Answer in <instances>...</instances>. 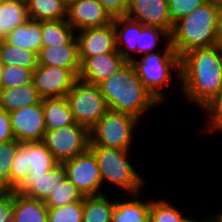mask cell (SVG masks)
<instances>
[{
	"label": "cell",
	"mask_w": 222,
	"mask_h": 222,
	"mask_svg": "<svg viewBox=\"0 0 222 222\" xmlns=\"http://www.w3.org/2000/svg\"><path fill=\"white\" fill-rule=\"evenodd\" d=\"M79 32V33H78ZM79 59L82 64L87 58L110 52H118L116 49V31L114 22L95 28H87L77 31Z\"/></svg>",
	"instance_id": "7c38bea8"
},
{
	"label": "cell",
	"mask_w": 222,
	"mask_h": 222,
	"mask_svg": "<svg viewBox=\"0 0 222 222\" xmlns=\"http://www.w3.org/2000/svg\"><path fill=\"white\" fill-rule=\"evenodd\" d=\"M34 70L17 65H4L0 88H17L31 83Z\"/></svg>",
	"instance_id": "1f68e13d"
},
{
	"label": "cell",
	"mask_w": 222,
	"mask_h": 222,
	"mask_svg": "<svg viewBox=\"0 0 222 222\" xmlns=\"http://www.w3.org/2000/svg\"><path fill=\"white\" fill-rule=\"evenodd\" d=\"M14 191L0 194V222H12Z\"/></svg>",
	"instance_id": "ab89813d"
},
{
	"label": "cell",
	"mask_w": 222,
	"mask_h": 222,
	"mask_svg": "<svg viewBox=\"0 0 222 222\" xmlns=\"http://www.w3.org/2000/svg\"><path fill=\"white\" fill-rule=\"evenodd\" d=\"M221 7L207 1L174 23L170 43L180 57L195 48L219 45L217 27Z\"/></svg>",
	"instance_id": "3957f363"
},
{
	"label": "cell",
	"mask_w": 222,
	"mask_h": 222,
	"mask_svg": "<svg viewBox=\"0 0 222 222\" xmlns=\"http://www.w3.org/2000/svg\"><path fill=\"white\" fill-rule=\"evenodd\" d=\"M41 102L42 97L39 95L33 81L17 88H0V109L8 113Z\"/></svg>",
	"instance_id": "d6986e66"
},
{
	"label": "cell",
	"mask_w": 222,
	"mask_h": 222,
	"mask_svg": "<svg viewBox=\"0 0 222 222\" xmlns=\"http://www.w3.org/2000/svg\"><path fill=\"white\" fill-rule=\"evenodd\" d=\"M126 63L127 61L119 52L96 55L87 58L80 65L78 78L85 82L98 85L104 79L116 73Z\"/></svg>",
	"instance_id": "2e32d148"
},
{
	"label": "cell",
	"mask_w": 222,
	"mask_h": 222,
	"mask_svg": "<svg viewBox=\"0 0 222 222\" xmlns=\"http://www.w3.org/2000/svg\"><path fill=\"white\" fill-rule=\"evenodd\" d=\"M217 36H218V43L220 46H222V7L219 13Z\"/></svg>",
	"instance_id": "7bdbcfd3"
},
{
	"label": "cell",
	"mask_w": 222,
	"mask_h": 222,
	"mask_svg": "<svg viewBox=\"0 0 222 222\" xmlns=\"http://www.w3.org/2000/svg\"><path fill=\"white\" fill-rule=\"evenodd\" d=\"M13 140H15V137L11 128L10 114L0 109V143Z\"/></svg>",
	"instance_id": "60d3db41"
},
{
	"label": "cell",
	"mask_w": 222,
	"mask_h": 222,
	"mask_svg": "<svg viewBox=\"0 0 222 222\" xmlns=\"http://www.w3.org/2000/svg\"><path fill=\"white\" fill-rule=\"evenodd\" d=\"M84 197L68 205L48 208L47 222H82Z\"/></svg>",
	"instance_id": "836d02e7"
},
{
	"label": "cell",
	"mask_w": 222,
	"mask_h": 222,
	"mask_svg": "<svg viewBox=\"0 0 222 222\" xmlns=\"http://www.w3.org/2000/svg\"><path fill=\"white\" fill-rule=\"evenodd\" d=\"M180 89L204 108L222 91V46L195 48L180 57Z\"/></svg>",
	"instance_id": "6da1fadb"
},
{
	"label": "cell",
	"mask_w": 222,
	"mask_h": 222,
	"mask_svg": "<svg viewBox=\"0 0 222 222\" xmlns=\"http://www.w3.org/2000/svg\"><path fill=\"white\" fill-rule=\"evenodd\" d=\"M165 41V43H170V34L158 27H150L145 26L140 33L139 39L137 41V53L138 54H148L153 52L156 44L161 40Z\"/></svg>",
	"instance_id": "d6a6232c"
},
{
	"label": "cell",
	"mask_w": 222,
	"mask_h": 222,
	"mask_svg": "<svg viewBox=\"0 0 222 222\" xmlns=\"http://www.w3.org/2000/svg\"><path fill=\"white\" fill-rule=\"evenodd\" d=\"M42 142L59 163L73 159L89 149V130L76 122L55 130H47Z\"/></svg>",
	"instance_id": "ba28073f"
},
{
	"label": "cell",
	"mask_w": 222,
	"mask_h": 222,
	"mask_svg": "<svg viewBox=\"0 0 222 222\" xmlns=\"http://www.w3.org/2000/svg\"><path fill=\"white\" fill-rule=\"evenodd\" d=\"M67 22L75 31L103 27L113 22L99 0H76L67 7Z\"/></svg>",
	"instance_id": "5bb4252c"
},
{
	"label": "cell",
	"mask_w": 222,
	"mask_h": 222,
	"mask_svg": "<svg viewBox=\"0 0 222 222\" xmlns=\"http://www.w3.org/2000/svg\"><path fill=\"white\" fill-rule=\"evenodd\" d=\"M193 222H199L197 220L194 219ZM200 222H222V219L220 218V216L218 214L214 215V216H209V218H205L204 221H200Z\"/></svg>",
	"instance_id": "ee69618b"
},
{
	"label": "cell",
	"mask_w": 222,
	"mask_h": 222,
	"mask_svg": "<svg viewBox=\"0 0 222 222\" xmlns=\"http://www.w3.org/2000/svg\"><path fill=\"white\" fill-rule=\"evenodd\" d=\"M66 177L83 196L103 194L102 180L95 155L88 149L62 163Z\"/></svg>",
	"instance_id": "9c48e42d"
},
{
	"label": "cell",
	"mask_w": 222,
	"mask_h": 222,
	"mask_svg": "<svg viewBox=\"0 0 222 222\" xmlns=\"http://www.w3.org/2000/svg\"><path fill=\"white\" fill-rule=\"evenodd\" d=\"M38 65L80 69L78 41L76 36L62 46H42L37 54Z\"/></svg>",
	"instance_id": "e0dca14e"
},
{
	"label": "cell",
	"mask_w": 222,
	"mask_h": 222,
	"mask_svg": "<svg viewBox=\"0 0 222 222\" xmlns=\"http://www.w3.org/2000/svg\"><path fill=\"white\" fill-rule=\"evenodd\" d=\"M103 193L84 196L82 222H111L115 201Z\"/></svg>",
	"instance_id": "83f0119b"
},
{
	"label": "cell",
	"mask_w": 222,
	"mask_h": 222,
	"mask_svg": "<svg viewBox=\"0 0 222 222\" xmlns=\"http://www.w3.org/2000/svg\"><path fill=\"white\" fill-rule=\"evenodd\" d=\"M83 197L75 185L66 177L64 181L58 184L53 192L50 193L44 203L48 208H56L80 201Z\"/></svg>",
	"instance_id": "f546056e"
},
{
	"label": "cell",
	"mask_w": 222,
	"mask_h": 222,
	"mask_svg": "<svg viewBox=\"0 0 222 222\" xmlns=\"http://www.w3.org/2000/svg\"><path fill=\"white\" fill-rule=\"evenodd\" d=\"M42 108L47 130L75 123L66 97L42 99Z\"/></svg>",
	"instance_id": "cb8c5ba5"
},
{
	"label": "cell",
	"mask_w": 222,
	"mask_h": 222,
	"mask_svg": "<svg viewBox=\"0 0 222 222\" xmlns=\"http://www.w3.org/2000/svg\"><path fill=\"white\" fill-rule=\"evenodd\" d=\"M126 16L144 26L161 28L169 34L174 26L168 0H130Z\"/></svg>",
	"instance_id": "4fadbf2b"
},
{
	"label": "cell",
	"mask_w": 222,
	"mask_h": 222,
	"mask_svg": "<svg viewBox=\"0 0 222 222\" xmlns=\"http://www.w3.org/2000/svg\"><path fill=\"white\" fill-rule=\"evenodd\" d=\"M66 99L75 122L88 130L109 110L99 85L79 78L67 93Z\"/></svg>",
	"instance_id": "52a82bcc"
},
{
	"label": "cell",
	"mask_w": 222,
	"mask_h": 222,
	"mask_svg": "<svg viewBox=\"0 0 222 222\" xmlns=\"http://www.w3.org/2000/svg\"><path fill=\"white\" fill-rule=\"evenodd\" d=\"M29 19L34 21L66 20L67 4L63 0H26Z\"/></svg>",
	"instance_id": "484cf974"
},
{
	"label": "cell",
	"mask_w": 222,
	"mask_h": 222,
	"mask_svg": "<svg viewBox=\"0 0 222 222\" xmlns=\"http://www.w3.org/2000/svg\"><path fill=\"white\" fill-rule=\"evenodd\" d=\"M138 193L131 195L132 200L115 201L111 222H150L151 201L141 202Z\"/></svg>",
	"instance_id": "d4e9b609"
},
{
	"label": "cell",
	"mask_w": 222,
	"mask_h": 222,
	"mask_svg": "<svg viewBox=\"0 0 222 222\" xmlns=\"http://www.w3.org/2000/svg\"><path fill=\"white\" fill-rule=\"evenodd\" d=\"M207 1L208 0H168L169 14L173 24Z\"/></svg>",
	"instance_id": "d590c367"
},
{
	"label": "cell",
	"mask_w": 222,
	"mask_h": 222,
	"mask_svg": "<svg viewBox=\"0 0 222 222\" xmlns=\"http://www.w3.org/2000/svg\"><path fill=\"white\" fill-rule=\"evenodd\" d=\"M218 215H219L220 218L222 219V210L218 213Z\"/></svg>",
	"instance_id": "c3c4849f"
},
{
	"label": "cell",
	"mask_w": 222,
	"mask_h": 222,
	"mask_svg": "<svg viewBox=\"0 0 222 222\" xmlns=\"http://www.w3.org/2000/svg\"><path fill=\"white\" fill-rule=\"evenodd\" d=\"M25 172L46 173L59 162L42 141L24 142Z\"/></svg>",
	"instance_id": "ffe728a7"
},
{
	"label": "cell",
	"mask_w": 222,
	"mask_h": 222,
	"mask_svg": "<svg viewBox=\"0 0 222 222\" xmlns=\"http://www.w3.org/2000/svg\"><path fill=\"white\" fill-rule=\"evenodd\" d=\"M18 142L16 140L0 143V172L6 179L10 177L12 161L17 152Z\"/></svg>",
	"instance_id": "74e56055"
},
{
	"label": "cell",
	"mask_w": 222,
	"mask_h": 222,
	"mask_svg": "<svg viewBox=\"0 0 222 222\" xmlns=\"http://www.w3.org/2000/svg\"><path fill=\"white\" fill-rule=\"evenodd\" d=\"M3 66H4V64L0 60V85H1V77H2Z\"/></svg>",
	"instance_id": "f6af8a7d"
},
{
	"label": "cell",
	"mask_w": 222,
	"mask_h": 222,
	"mask_svg": "<svg viewBox=\"0 0 222 222\" xmlns=\"http://www.w3.org/2000/svg\"><path fill=\"white\" fill-rule=\"evenodd\" d=\"M80 69L38 65L33 71V84L42 99L66 97L78 79Z\"/></svg>",
	"instance_id": "30bf717a"
},
{
	"label": "cell",
	"mask_w": 222,
	"mask_h": 222,
	"mask_svg": "<svg viewBox=\"0 0 222 222\" xmlns=\"http://www.w3.org/2000/svg\"><path fill=\"white\" fill-rule=\"evenodd\" d=\"M29 20L26 0L0 1V40H4L17 26Z\"/></svg>",
	"instance_id": "603a6c76"
},
{
	"label": "cell",
	"mask_w": 222,
	"mask_h": 222,
	"mask_svg": "<svg viewBox=\"0 0 222 222\" xmlns=\"http://www.w3.org/2000/svg\"><path fill=\"white\" fill-rule=\"evenodd\" d=\"M11 191H14V190L10 187L8 180L0 172V194L8 193Z\"/></svg>",
	"instance_id": "b9f144b4"
},
{
	"label": "cell",
	"mask_w": 222,
	"mask_h": 222,
	"mask_svg": "<svg viewBox=\"0 0 222 222\" xmlns=\"http://www.w3.org/2000/svg\"><path fill=\"white\" fill-rule=\"evenodd\" d=\"M66 4H67V6L71 3V2H74V1H76V0H63Z\"/></svg>",
	"instance_id": "7dc6e473"
},
{
	"label": "cell",
	"mask_w": 222,
	"mask_h": 222,
	"mask_svg": "<svg viewBox=\"0 0 222 222\" xmlns=\"http://www.w3.org/2000/svg\"><path fill=\"white\" fill-rule=\"evenodd\" d=\"M138 122V119L129 114L108 110L89 130V146L130 151L134 128Z\"/></svg>",
	"instance_id": "8992f818"
},
{
	"label": "cell",
	"mask_w": 222,
	"mask_h": 222,
	"mask_svg": "<svg viewBox=\"0 0 222 222\" xmlns=\"http://www.w3.org/2000/svg\"><path fill=\"white\" fill-rule=\"evenodd\" d=\"M208 1L215 2V3L222 5V0H208Z\"/></svg>",
	"instance_id": "bcb514c9"
},
{
	"label": "cell",
	"mask_w": 222,
	"mask_h": 222,
	"mask_svg": "<svg viewBox=\"0 0 222 222\" xmlns=\"http://www.w3.org/2000/svg\"><path fill=\"white\" fill-rule=\"evenodd\" d=\"M8 44L38 54L42 47L41 21L27 20L4 39Z\"/></svg>",
	"instance_id": "7402d4cb"
},
{
	"label": "cell",
	"mask_w": 222,
	"mask_h": 222,
	"mask_svg": "<svg viewBox=\"0 0 222 222\" xmlns=\"http://www.w3.org/2000/svg\"><path fill=\"white\" fill-rule=\"evenodd\" d=\"M98 85L109 110L129 114L138 120L160 104L143 85L131 62Z\"/></svg>",
	"instance_id": "7a4b0ae2"
},
{
	"label": "cell",
	"mask_w": 222,
	"mask_h": 222,
	"mask_svg": "<svg viewBox=\"0 0 222 222\" xmlns=\"http://www.w3.org/2000/svg\"><path fill=\"white\" fill-rule=\"evenodd\" d=\"M10 122L17 142L42 141L46 129L42 102L12 111Z\"/></svg>",
	"instance_id": "8fae6325"
},
{
	"label": "cell",
	"mask_w": 222,
	"mask_h": 222,
	"mask_svg": "<svg viewBox=\"0 0 222 222\" xmlns=\"http://www.w3.org/2000/svg\"><path fill=\"white\" fill-rule=\"evenodd\" d=\"M0 60L4 65H17L29 69L38 66L37 53L8 44L0 40Z\"/></svg>",
	"instance_id": "f1b7e54d"
},
{
	"label": "cell",
	"mask_w": 222,
	"mask_h": 222,
	"mask_svg": "<svg viewBox=\"0 0 222 222\" xmlns=\"http://www.w3.org/2000/svg\"><path fill=\"white\" fill-rule=\"evenodd\" d=\"M65 178V169L62 163H59L46 173H29L14 192L24 194L32 199L45 201Z\"/></svg>",
	"instance_id": "9a60e30c"
},
{
	"label": "cell",
	"mask_w": 222,
	"mask_h": 222,
	"mask_svg": "<svg viewBox=\"0 0 222 222\" xmlns=\"http://www.w3.org/2000/svg\"><path fill=\"white\" fill-rule=\"evenodd\" d=\"M112 19L125 17L130 0H99Z\"/></svg>",
	"instance_id": "f35d334b"
},
{
	"label": "cell",
	"mask_w": 222,
	"mask_h": 222,
	"mask_svg": "<svg viewBox=\"0 0 222 222\" xmlns=\"http://www.w3.org/2000/svg\"><path fill=\"white\" fill-rule=\"evenodd\" d=\"M203 110L207 111V115H209L208 121V128L209 130L215 131L219 130L222 131V91L212 99L204 108ZM221 130V131H220Z\"/></svg>",
	"instance_id": "8d00e7d4"
},
{
	"label": "cell",
	"mask_w": 222,
	"mask_h": 222,
	"mask_svg": "<svg viewBox=\"0 0 222 222\" xmlns=\"http://www.w3.org/2000/svg\"><path fill=\"white\" fill-rule=\"evenodd\" d=\"M164 45L163 53L151 52L144 54L139 60L135 57L131 62L143 85L159 103L166 97L161 89L164 85L169 86L172 80L171 72L174 70L180 78V56L171 43Z\"/></svg>",
	"instance_id": "277c9868"
},
{
	"label": "cell",
	"mask_w": 222,
	"mask_h": 222,
	"mask_svg": "<svg viewBox=\"0 0 222 222\" xmlns=\"http://www.w3.org/2000/svg\"><path fill=\"white\" fill-rule=\"evenodd\" d=\"M113 22L116 31V49L127 62H132L135 53L137 55V41L145 26L127 16L115 18Z\"/></svg>",
	"instance_id": "ac0fdd59"
},
{
	"label": "cell",
	"mask_w": 222,
	"mask_h": 222,
	"mask_svg": "<svg viewBox=\"0 0 222 222\" xmlns=\"http://www.w3.org/2000/svg\"><path fill=\"white\" fill-rule=\"evenodd\" d=\"M48 207L44 201L14 192L12 222H47Z\"/></svg>",
	"instance_id": "44dd1931"
},
{
	"label": "cell",
	"mask_w": 222,
	"mask_h": 222,
	"mask_svg": "<svg viewBox=\"0 0 222 222\" xmlns=\"http://www.w3.org/2000/svg\"><path fill=\"white\" fill-rule=\"evenodd\" d=\"M75 33L67 20L41 21L42 46L67 45L75 37Z\"/></svg>",
	"instance_id": "4316f807"
},
{
	"label": "cell",
	"mask_w": 222,
	"mask_h": 222,
	"mask_svg": "<svg viewBox=\"0 0 222 222\" xmlns=\"http://www.w3.org/2000/svg\"><path fill=\"white\" fill-rule=\"evenodd\" d=\"M89 150L97 160L102 185L109 182L131 195L144 187L145 180L128 161L130 151L103 146H89Z\"/></svg>",
	"instance_id": "5b68a950"
},
{
	"label": "cell",
	"mask_w": 222,
	"mask_h": 222,
	"mask_svg": "<svg viewBox=\"0 0 222 222\" xmlns=\"http://www.w3.org/2000/svg\"><path fill=\"white\" fill-rule=\"evenodd\" d=\"M166 200H151L150 222H193Z\"/></svg>",
	"instance_id": "4dcf8cb0"
},
{
	"label": "cell",
	"mask_w": 222,
	"mask_h": 222,
	"mask_svg": "<svg viewBox=\"0 0 222 222\" xmlns=\"http://www.w3.org/2000/svg\"><path fill=\"white\" fill-rule=\"evenodd\" d=\"M30 172H25L24 142H18L17 152L12 161L10 177L7 179L10 187L15 190Z\"/></svg>",
	"instance_id": "e575fe53"
}]
</instances>
